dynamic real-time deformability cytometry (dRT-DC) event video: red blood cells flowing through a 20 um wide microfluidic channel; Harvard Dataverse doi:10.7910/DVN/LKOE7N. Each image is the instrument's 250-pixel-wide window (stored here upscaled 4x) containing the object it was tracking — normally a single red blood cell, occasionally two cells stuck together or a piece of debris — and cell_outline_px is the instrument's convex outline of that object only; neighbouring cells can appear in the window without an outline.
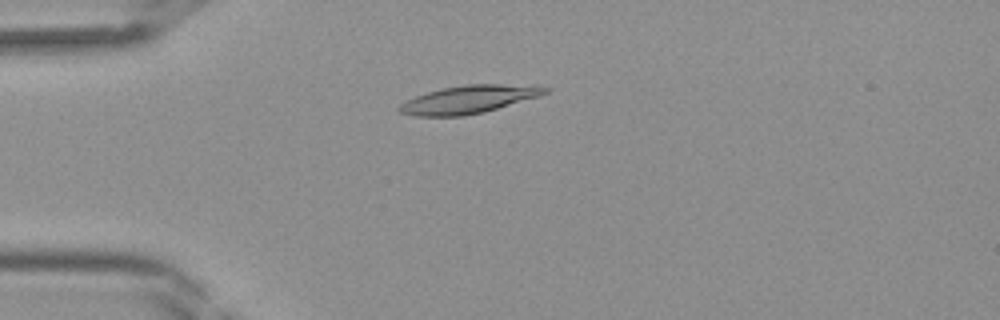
{"species": "Egyptian fruit bat (a non-hibernating species)", "species_latin": "Rousettus aegyptiacus", "temperature_condition": "room temperature", "stored_images_in_passage": 42, "camera_frame_rate_fps": 3000, "um_per_image_px": 0.085, "frame": {"image": 1, "passage_image": 11, "time_ms": 3.333, "image_size_px": [1000, 320], "cell_outline_px": [[552, 88], [548, 92], [540, 96], [484, 112], [464, 116], [416, 116], [400, 112], [396, 108], [404, 100], [440, 88], [468, 84], [500, 84]], "centroid_in_image_um": [39.79, 8.46], "position_along_channel_um": 45.2, "area_um2": 23.58}}
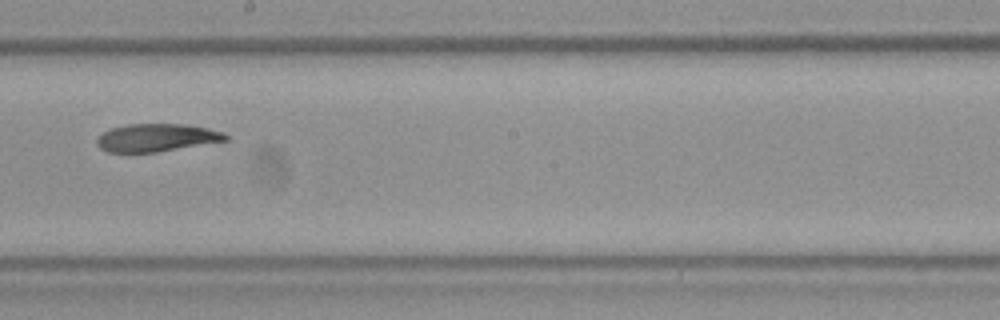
{"frame": {"image": 2, "passage_image": 24, "time_ms": 7.667, "image_size_px": [1000, 320], "cell_outline_px": [[228, 140], [156, 152], [108, 152], [100, 148], [96, 144], [96, 140], [104, 132], [112, 128], [128, 124], [184, 124], [208, 128], [224, 132], [228, 136]], "centroid_in_image_um": [13.32, 11.7], "position_along_channel_um": 234.9, "area_um2": 20.69}}
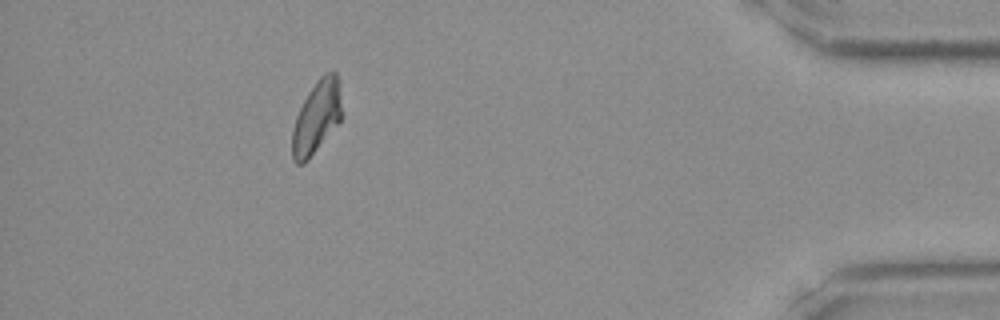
{"frame": {"image": 3, "passage_image": 38, "time_ms": 12.333, "image_size_px": [1000, 320], "cell_outline_px": [[340, 120], [308, 160], [304, 164], [296, 164], [292, 160], [292, 128], [296, 116], [308, 92], [320, 76], [324, 72], [336, 72], [340, 80]], "centroid_in_image_um": [26.89, 9.95], "position_along_channel_um": 408.3, "area_um2": 20.81}}